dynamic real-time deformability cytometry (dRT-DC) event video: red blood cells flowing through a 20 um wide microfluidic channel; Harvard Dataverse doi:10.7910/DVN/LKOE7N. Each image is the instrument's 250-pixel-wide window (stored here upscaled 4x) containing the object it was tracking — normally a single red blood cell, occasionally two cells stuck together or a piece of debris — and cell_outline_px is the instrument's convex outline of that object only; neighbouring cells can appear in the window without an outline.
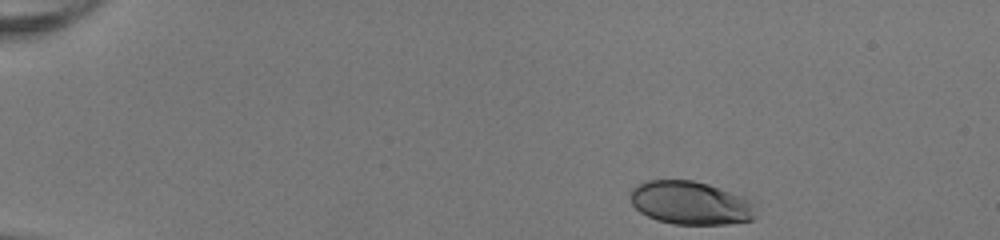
{"species": "human", "species_latin": "Homo sapiens", "temperature_condition": "room temperature", "stored_images_in_passage": 44, "camera_frame_rate_fps": 3000, "um_per_image_px": 0.085, "donor": {"sex": "female"}, "frame": {"image": 1, "passage_image": 1, "time_ms": 0.0, "image_size_px": [1000, 240], "cell_outline_px": [[756, 216], [752, 220], [728, 224], [672, 224], [656, 220], [640, 212], [632, 204], [628, 196], [628, 192], [636, 184], [644, 180], [692, 180], [708, 184], [744, 196], [752, 200]], "centroid_in_image_um": [58.66, 17.24], "position_along_channel_um": 26.3, "area_um2": 32.14}}
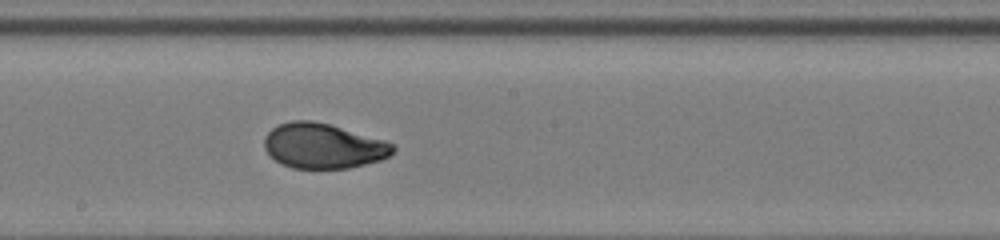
{"frame": {"image": 2, "passage_image": 23, "time_ms": 7.333, "image_size_px": [1000, 240], "cell_outline_px": [[396, 148], [388, 156], [380, 160], [348, 168], [292, 168], [280, 164], [264, 148], [264, 136], [272, 128], [280, 124], [292, 120], [312, 120], [328, 124], [388, 140], [396, 144]], "centroid_in_image_um": [27.49, 12.39], "position_along_channel_um": 220.7, "area_um2": 33.87}}
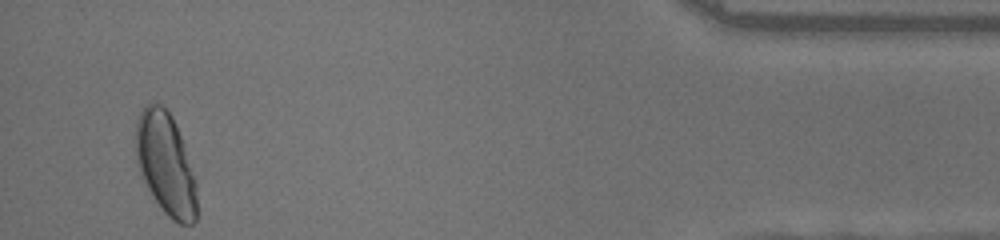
{"frame": {"image": 3, "passage_image": 42, "time_ms": 13.667, "image_size_px": [1000, 240], "cell_outline_px": [[196, 220], [192, 224], [180, 224], [172, 220], [160, 208], [148, 188], [140, 172], [136, 156], [136, 124], [140, 112], [148, 104], [160, 104], [172, 116], [180, 136], [196, 180]], "centroid_in_image_um": [14.09, 13.97], "position_along_channel_um": 421.1, "area_um2": 35.78}, "authors_computed_cell_mechanics": {"area_um2": 33.7552, "velocity_mm_per_s": 4.1111, "shape_relaxation_time_tau1_ms": 7.0443, "shape_relaxation_time_tau2_ms": null, "deformation_change_tau1": 0.2289, "deformation_change_tau2": null}}